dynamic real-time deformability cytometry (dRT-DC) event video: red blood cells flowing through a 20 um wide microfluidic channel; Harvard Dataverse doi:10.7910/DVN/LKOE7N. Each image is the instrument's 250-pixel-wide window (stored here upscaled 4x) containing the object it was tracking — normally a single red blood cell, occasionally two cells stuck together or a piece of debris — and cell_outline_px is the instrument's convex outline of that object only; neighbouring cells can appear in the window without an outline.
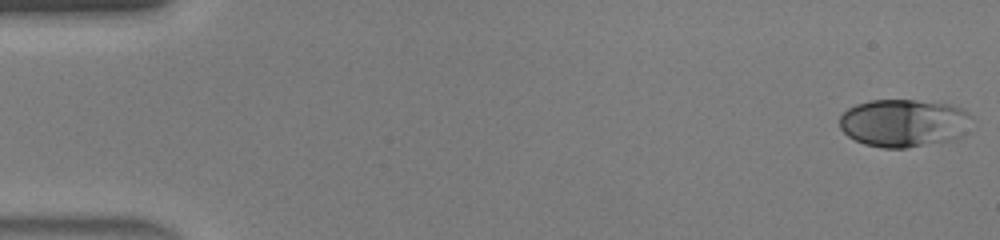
{"species": "human", "species_latin": "Homo sapiens", "temperature_condition": "warm", "stored_images_in_passage": 46, "camera_frame_rate_fps": 3000, "um_per_image_px": 0.085, "donor": {"sex": "male"}, "frame": {"image": 1, "passage_image": 1, "time_ms": 0.0, "image_size_px": [1000, 240], "cell_outline_px": [[972, 116], [960, 136], [952, 140], [904, 148], [884, 148], [864, 144], [848, 136], [840, 128], [840, 116], [848, 108], [856, 104], [872, 100], [916, 100], [948, 104], [964, 108]], "centroid_in_image_um": [76.8, 10.44], "position_along_channel_um": 8.2, "area_um2": 36.65}}
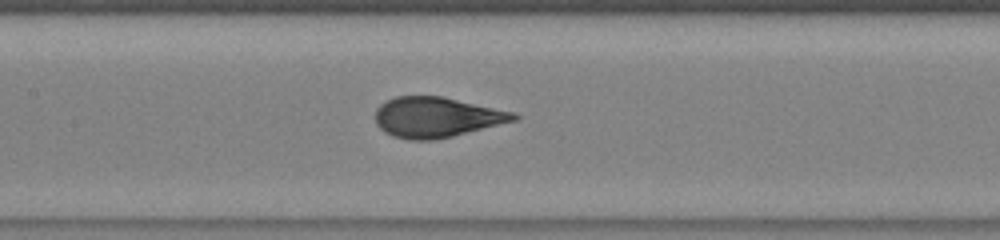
{"frame": {"image": 2, "passage_image": 22, "time_ms": 7.0, "image_size_px": [1000, 240], "cell_outline_px": [[520, 116], [516, 120], [436, 140], [408, 140], [392, 136], [384, 132], [376, 124], [376, 108], [380, 104], [396, 96], [444, 96], [516, 112]], "centroid_in_image_um": [37.11, 9.96], "position_along_channel_um": 170.3, "area_um2": 32.66}}
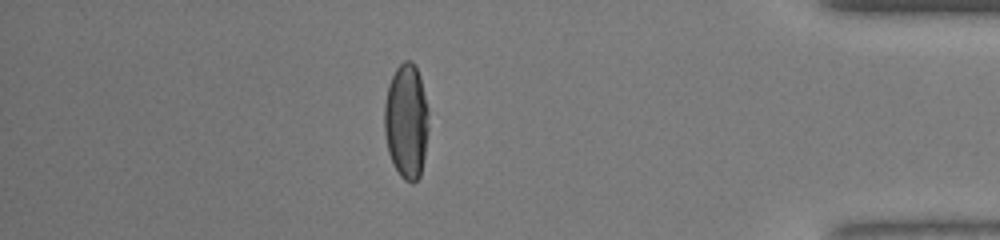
{"frame": {"image": 3, "passage_image": 40, "time_ms": 13.0, "image_size_px": [1000, 240], "cell_outline_px": [[428, 132], [424, 156], [420, 176], [412, 184], [404, 180], [400, 176], [392, 164], [388, 152], [384, 132], [384, 104], [388, 84], [396, 68], [404, 60], [412, 60], [416, 64], [420, 76], [428, 108]], "centroid_in_image_um": [34.53, 10.29], "position_along_channel_um": 400.7, "area_um2": 30.11}, "authors_computed_cell_mechanics": {"area_um2": 32.6859, "velocity_mm_per_s": 4.4752, "shape_relaxation_time_tau1_ms": 4.3723, "shape_relaxation_time_tau2_ms": null, "deformation_change_tau1": 0.2375, "deformation_change_tau2": null}}